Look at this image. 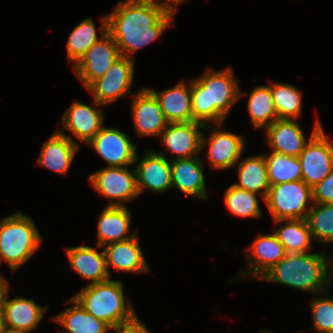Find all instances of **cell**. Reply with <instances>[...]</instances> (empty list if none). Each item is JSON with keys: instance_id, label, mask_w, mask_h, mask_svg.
I'll use <instances>...</instances> for the list:
<instances>
[{"instance_id": "obj_1", "label": "cell", "mask_w": 333, "mask_h": 333, "mask_svg": "<svg viewBox=\"0 0 333 333\" xmlns=\"http://www.w3.org/2000/svg\"><path fill=\"white\" fill-rule=\"evenodd\" d=\"M176 12L158 0H126L108 14V32L121 56L133 58L135 52L156 41L170 27Z\"/></svg>"}, {"instance_id": "obj_2", "label": "cell", "mask_w": 333, "mask_h": 333, "mask_svg": "<svg viewBox=\"0 0 333 333\" xmlns=\"http://www.w3.org/2000/svg\"><path fill=\"white\" fill-rule=\"evenodd\" d=\"M245 94L230 67L220 71L208 69L191 80L193 121L204 125L224 124L231 108Z\"/></svg>"}, {"instance_id": "obj_3", "label": "cell", "mask_w": 333, "mask_h": 333, "mask_svg": "<svg viewBox=\"0 0 333 333\" xmlns=\"http://www.w3.org/2000/svg\"><path fill=\"white\" fill-rule=\"evenodd\" d=\"M330 253H287L260 281L275 282L319 296L329 290L332 281L333 254Z\"/></svg>"}, {"instance_id": "obj_4", "label": "cell", "mask_w": 333, "mask_h": 333, "mask_svg": "<svg viewBox=\"0 0 333 333\" xmlns=\"http://www.w3.org/2000/svg\"><path fill=\"white\" fill-rule=\"evenodd\" d=\"M123 282L111 279L88 284L73 297L95 318L103 320L112 330L136 323L139 318L128 298L125 301Z\"/></svg>"}, {"instance_id": "obj_5", "label": "cell", "mask_w": 333, "mask_h": 333, "mask_svg": "<svg viewBox=\"0 0 333 333\" xmlns=\"http://www.w3.org/2000/svg\"><path fill=\"white\" fill-rule=\"evenodd\" d=\"M42 236L33 220L21 212L0 220V265L5 261L15 272L41 246Z\"/></svg>"}, {"instance_id": "obj_6", "label": "cell", "mask_w": 333, "mask_h": 333, "mask_svg": "<svg viewBox=\"0 0 333 333\" xmlns=\"http://www.w3.org/2000/svg\"><path fill=\"white\" fill-rule=\"evenodd\" d=\"M264 203L274 221L307 219L314 204L312 188L303 180L271 185Z\"/></svg>"}, {"instance_id": "obj_7", "label": "cell", "mask_w": 333, "mask_h": 333, "mask_svg": "<svg viewBox=\"0 0 333 333\" xmlns=\"http://www.w3.org/2000/svg\"><path fill=\"white\" fill-rule=\"evenodd\" d=\"M328 137L319 120H316L310 140L298 156L302 180L311 188L333 170V142Z\"/></svg>"}, {"instance_id": "obj_8", "label": "cell", "mask_w": 333, "mask_h": 333, "mask_svg": "<svg viewBox=\"0 0 333 333\" xmlns=\"http://www.w3.org/2000/svg\"><path fill=\"white\" fill-rule=\"evenodd\" d=\"M101 36L73 67L76 76L87 89L95 80L102 77L121 55L119 48L108 32V16L101 18Z\"/></svg>"}, {"instance_id": "obj_9", "label": "cell", "mask_w": 333, "mask_h": 333, "mask_svg": "<svg viewBox=\"0 0 333 333\" xmlns=\"http://www.w3.org/2000/svg\"><path fill=\"white\" fill-rule=\"evenodd\" d=\"M127 167L106 166L88 177L96 192L109 199L108 206H125L124 203L140 195L136 170L130 171Z\"/></svg>"}, {"instance_id": "obj_10", "label": "cell", "mask_w": 333, "mask_h": 333, "mask_svg": "<svg viewBox=\"0 0 333 333\" xmlns=\"http://www.w3.org/2000/svg\"><path fill=\"white\" fill-rule=\"evenodd\" d=\"M134 65V59L120 56L87 90L94 95L95 101L104 106L130 95L134 81Z\"/></svg>"}, {"instance_id": "obj_11", "label": "cell", "mask_w": 333, "mask_h": 333, "mask_svg": "<svg viewBox=\"0 0 333 333\" xmlns=\"http://www.w3.org/2000/svg\"><path fill=\"white\" fill-rule=\"evenodd\" d=\"M215 125L214 130L211 125H205L204 129L210 130V135L208 138L204 136V133L202 135V150L208 146L206 157L209 161V167L213 170H227L236 167V163L241 159L244 152L246 144L244 136L219 129L223 126V123Z\"/></svg>"}, {"instance_id": "obj_12", "label": "cell", "mask_w": 333, "mask_h": 333, "mask_svg": "<svg viewBox=\"0 0 333 333\" xmlns=\"http://www.w3.org/2000/svg\"><path fill=\"white\" fill-rule=\"evenodd\" d=\"M204 128L203 123L196 121L168 123L160 135V140L170 155L167 156L166 151L158 153L171 160L198 156L202 152Z\"/></svg>"}, {"instance_id": "obj_13", "label": "cell", "mask_w": 333, "mask_h": 333, "mask_svg": "<svg viewBox=\"0 0 333 333\" xmlns=\"http://www.w3.org/2000/svg\"><path fill=\"white\" fill-rule=\"evenodd\" d=\"M130 136L113 127L102 126L101 130L87 144L105 160L107 167H126L135 164L137 145Z\"/></svg>"}, {"instance_id": "obj_14", "label": "cell", "mask_w": 333, "mask_h": 333, "mask_svg": "<svg viewBox=\"0 0 333 333\" xmlns=\"http://www.w3.org/2000/svg\"><path fill=\"white\" fill-rule=\"evenodd\" d=\"M246 260V271L241 274L243 278L260 279L279 263L287 254L284 246L279 242L277 236L270 234H259L255 240L244 250Z\"/></svg>"}, {"instance_id": "obj_15", "label": "cell", "mask_w": 333, "mask_h": 333, "mask_svg": "<svg viewBox=\"0 0 333 333\" xmlns=\"http://www.w3.org/2000/svg\"><path fill=\"white\" fill-rule=\"evenodd\" d=\"M8 292L9 284L1 295L7 331L30 333L37 329L49 305H44L43 307L40 304H36L33 299L25 297L16 296L9 299Z\"/></svg>"}, {"instance_id": "obj_16", "label": "cell", "mask_w": 333, "mask_h": 333, "mask_svg": "<svg viewBox=\"0 0 333 333\" xmlns=\"http://www.w3.org/2000/svg\"><path fill=\"white\" fill-rule=\"evenodd\" d=\"M88 106L75 100L64 112L62 126L69 130L80 142L88 144L104 125L102 104L93 100ZM98 106V107H97Z\"/></svg>"}, {"instance_id": "obj_17", "label": "cell", "mask_w": 333, "mask_h": 333, "mask_svg": "<svg viewBox=\"0 0 333 333\" xmlns=\"http://www.w3.org/2000/svg\"><path fill=\"white\" fill-rule=\"evenodd\" d=\"M137 187L139 194L145 190H151L155 193H163L170 188L171 183V164L169 158L150 149L145 150L141 160L135 157Z\"/></svg>"}, {"instance_id": "obj_18", "label": "cell", "mask_w": 333, "mask_h": 333, "mask_svg": "<svg viewBox=\"0 0 333 333\" xmlns=\"http://www.w3.org/2000/svg\"><path fill=\"white\" fill-rule=\"evenodd\" d=\"M140 88L136 94H133L134 99L131 102L136 134L140 137L155 136L158 138L168 122L155 96L147 88Z\"/></svg>"}, {"instance_id": "obj_19", "label": "cell", "mask_w": 333, "mask_h": 333, "mask_svg": "<svg viewBox=\"0 0 333 333\" xmlns=\"http://www.w3.org/2000/svg\"><path fill=\"white\" fill-rule=\"evenodd\" d=\"M203 161L198 156L170 160L172 188L187 196L207 201Z\"/></svg>"}, {"instance_id": "obj_20", "label": "cell", "mask_w": 333, "mask_h": 333, "mask_svg": "<svg viewBox=\"0 0 333 333\" xmlns=\"http://www.w3.org/2000/svg\"><path fill=\"white\" fill-rule=\"evenodd\" d=\"M80 146L60 128L43 143L36 165L65 175Z\"/></svg>"}, {"instance_id": "obj_21", "label": "cell", "mask_w": 333, "mask_h": 333, "mask_svg": "<svg viewBox=\"0 0 333 333\" xmlns=\"http://www.w3.org/2000/svg\"><path fill=\"white\" fill-rule=\"evenodd\" d=\"M98 248L101 247L96 245L95 249L88 245H80L77 247H66L65 249L70 267L81 278L90 280V285L104 282L111 278L104 249L99 253L97 251Z\"/></svg>"}, {"instance_id": "obj_22", "label": "cell", "mask_w": 333, "mask_h": 333, "mask_svg": "<svg viewBox=\"0 0 333 333\" xmlns=\"http://www.w3.org/2000/svg\"><path fill=\"white\" fill-rule=\"evenodd\" d=\"M265 133L266 144L272 148L271 151L293 157H298L310 140L306 139L296 119H276Z\"/></svg>"}, {"instance_id": "obj_23", "label": "cell", "mask_w": 333, "mask_h": 333, "mask_svg": "<svg viewBox=\"0 0 333 333\" xmlns=\"http://www.w3.org/2000/svg\"><path fill=\"white\" fill-rule=\"evenodd\" d=\"M156 98L168 123L193 122L191 102V80L189 84L180 81L161 92L147 88Z\"/></svg>"}, {"instance_id": "obj_24", "label": "cell", "mask_w": 333, "mask_h": 333, "mask_svg": "<svg viewBox=\"0 0 333 333\" xmlns=\"http://www.w3.org/2000/svg\"><path fill=\"white\" fill-rule=\"evenodd\" d=\"M131 213L125 206L104 207L97 223V243L104 247L113 242L124 241L134 237L137 232H130Z\"/></svg>"}, {"instance_id": "obj_25", "label": "cell", "mask_w": 333, "mask_h": 333, "mask_svg": "<svg viewBox=\"0 0 333 333\" xmlns=\"http://www.w3.org/2000/svg\"><path fill=\"white\" fill-rule=\"evenodd\" d=\"M103 249L107 267L128 273L150 272L137 234L130 239L107 244Z\"/></svg>"}, {"instance_id": "obj_26", "label": "cell", "mask_w": 333, "mask_h": 333, "mask_svg": "<svg viewBox=\"0 0 333 333\" xmlns=\"http://www.w3.org/2000/svg\"><path fill=\"white\" fill-rule=\"evenodd\" d=\"M66 303L72 306L51 318L67 330L61 333H107L112 329L88 313L73 296Z\"/></svg>"}, {"instance_id": "obj_27", "label": "cell", "mask_w": 333, "mask_h": 333, "mask_svg": "<svg viewBox=\"0 0 333 333\" xmlns=\"http://www.w3.org/2000/svg\"><path fill=\"white\" fill-rule=\"evenodd\" d=\"M238 169V183L236 187L259 194L265 201L270 183L268 180L267 162L262 154L246 157L236 163Z\"/></svg>"}, {"instance_id": "obj_28", "label": "cell", "mask_w": 333, "mask_h": 333, "mask_svg": "<svg viewBox=\"0 0 333 333\" xmlns=\"http://www.w3.org/2000/svg\"><path fill=\"white\" fill-rule=\"evenodd\" d=\"M279 228L273 233L284 246L286 253H307L311 251L312 235L306 219L277 220Z\"/></svg>"}, {"instance_id": "obj_29", "label": "cell", "mask_w": 333, "mask_h": 333, "mask_svg": "<svg viewBox=\"0 0 333 333\" xmlns=\"http://www.w3.org/2000/svg\"><path fill=\"white\" fill-rule=\"evenodd\" d=\"M247 108L254 129H266L278 119L270 85L256 86L249 94Z\"/></svg>"}, {"instance_id": "obj_30", "label": "cell", "mask_w": 333, "mask_h": 333, "mask_svg": "<svg viewBox=\"0 0 333 333\" xmlns=\"http://www.w3.org/2000/svg\"><path fill=\"white\" fill-rule=\"evenodd\" d=\"M271 94L277 111L278 119H296L302 115L301 91L291 85L270 82Z\"/></svg>"}, {"instance_id": "obj_31", "label": "cell", "mask_w": 333, "mask_h": 333, "mask_svg": "<svg viewBox=\"0 0 333 333\" xmlns=\"http://www.w3.org/2000/svg\"><path fill=\"white\" fill-rule=\"evenodd\" d=\"M263 154L267 162L268 180L271 185L302 180L301 162L298 157L274 151Z\"/></svg>"}, {"instance_id": "obj_32", "label": "cell", "mask_w": 333, "mask_h": 333, "mask_svg": "<svg viewBox=\"0 0 333 333\" xmlns=\"http://www.w3.org/2000/svg\"><path fill=\"white\" fill-rule=\"evenodd\" d=\"M99 39L93 19L90 17L83 19L68 37L66 45L68 62L73 63L74 67Z\"/></svg>"}, {"instance_id": "obj_33", "label": "cell", "mask_w": 333, "mask_h": 333, "mask_svg": "<svg viewBox=\"0 0 333 333\" xmlns=\"http://www.w3.org/2000/svg\"><path fill=\"white\" fill-rule=\"evenodd\" d=\"M257 193L240 189L235 185H230L224 194L226 208L234 216L259 219L262 216Z\"/></svg>"}, {"instance_id": "obj_34", "label": "cell", "mask_w": 333, "mask_h": 333, "mask_svg": "<svg viewBox=\"0 0 333 333\" xmlns=\"http://www.w3.org/2000/svg\"><path fill=\"white\" fill-rule=\"evenodd\" d=\"M306 220L314 241L333 243V203H314Z\"/></svg>"}, {"instance_id": "obj_35", "label": "cell", "mask_w": 333, "mask_h": 333, "mask_svg": "<svg viewBox=\"0 0 333 333\" xmlns=\"http://www.w3.org/2000/svg\"><path fill=\"white\" fill-rule=\"evenodd\" d=\"M329 291L330 289L321 293L324 297L310 301L313 326L317 333H333V298L325 296Z\"/></svg>"}, {"instance_id": "obj_36", "label": "cell", "mask_w": 333, "mask_h": 333, "mask_svg": "<svg viewBox=\"0 0 333 333\" xmlns=\"http://www.w3.org/2000/svg\"><path fill=\"white\" fill-rule=\"evenodd\" d=\"M313 203H333V170L312 187Z\"/></svg>"}, {"instance_id": "obj_37", "label": "cell", "mask_w": 333, "mask_h": 333, "mask_svg": "<svg viewBox=\"0 0 333 333\" xmlns=\"http://www.w3.org/2000/svg\"><path fill=\"white\" fill-rule=\"evenodd\" d=\"M112 331H115L116 333H151V331L144 323H142L140 319L132 325L118 328Z\"/></svg>"}, {"instance_id": "obj_38", "label": "cell", "mask_w": 333, "mask_h": 333, "mask_svg": "<svg viewBox=\"0 0 333 333\" xmlns=\"http://www.w3.org/2000/svg\"><path fill=\"white\" fill-rule=\"evenodd\" d=\"M163 6H165L168 10L176 12V8L180 4H183L186 0H158Z\"/></svg>"}, {"instance_id": "obj_39", "label": "cell", "mask_w": 333, "mask_h": 333, "mask_svg": "<svg viewBox=\"0 0 333 333\" xmlns=\"http://www.w3.org/2000/svg\"><path fill=\"white\" fill-rule=\"evenodd\" d=\"M7 332V328H6V324H5V313H4V308L3 305L1 303V299H0V333H6Z\"/></svg>"}, {"instance_id": "obj_40", "label": "cell", "mask_w": 333, "mask_h": 333, "mask_svg": "<svg viewBox=\"0 0 333 333\" xmlns=\"http://www.w3.org/2000/svg\"><path fill=\"white\" fill-rule=\"evenodd\" d=\"M8 284L9 282L5 279V277L0 275V299L4 289Z\"/></svg>"}, {"instance_id": "obj_41", "label": "cell", "mask_w": 333, "mask_h": 333, "mask_svg": "<svg viewBox=\"0 0 333 333\" xmlns=\"http://www.w3.org/2000/svg\"><path fill=\"white\" fill-rule=\"evenodd\" d=\"M259 333H275V332H273V331H263L262 330V332H259Z\"/></svg>"}, {"instance_id": "obj_42", "label": "cell", "mask_w": 333, "mask_h": 333, "mask_svg": "<svg viewBox=\"0 0 333 333\" xmlns=\"http://www.w3.org/2000/svg\"><path fill=\"white\" fill-rule=\"evenodd\" d=\"M333 254V252H332ZM332 279H333V255H332Z\"/></svg>"}, {"instance_id": "obj_43", "label": "cell", "mask_w": 333, "mask_h": 333, "mask_svg": "<svg viewBox=\"0 0 333 333\" xmlns=\"http://www.w3.org/2000/svg\"><path fill=\"white\" fill-rule=\"evenodd\" d=\"M6 333H20V332H10V331H7Z\"/></svg>"}]
</instances>
